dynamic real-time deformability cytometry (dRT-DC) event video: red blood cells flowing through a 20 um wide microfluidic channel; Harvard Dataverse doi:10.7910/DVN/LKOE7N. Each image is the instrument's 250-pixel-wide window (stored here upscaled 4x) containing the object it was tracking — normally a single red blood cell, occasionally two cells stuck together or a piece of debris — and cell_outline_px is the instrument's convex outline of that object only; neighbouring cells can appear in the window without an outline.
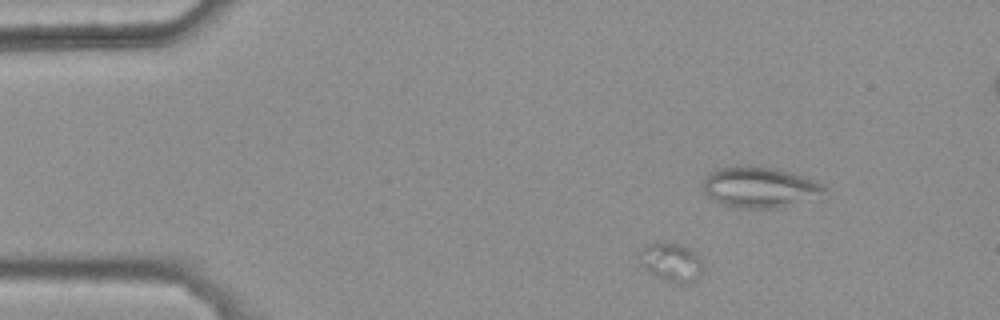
{"species": "common noctule bat (a hibernating species)", "species_latin": "Nyctalus noctula", "temperature_condition": "warm", "stored_images_in_passage": 40, "camera_frame_rate_fps": 3000, "um_per_image_px": 0.085, "animal": {"sex": "female", "body_mass_g": 25.1}, "frame": {"image": 1, "passage_image": 2, "time_ms": 0.333, "image_size_px": [1000, 320], "cell_outline_px": [[704, 268], [696, 280], [688, 284], [680, 284], [668, 280], [648, 272], [640, 264], [636, 256], [648, 244], [664, 240], [680, 244], [692, 248], [700, 260]], "centroid_in_image_um": [57.05, 22.25], "position_along_channel_um": 27.9, "area_um2": 14.62}}